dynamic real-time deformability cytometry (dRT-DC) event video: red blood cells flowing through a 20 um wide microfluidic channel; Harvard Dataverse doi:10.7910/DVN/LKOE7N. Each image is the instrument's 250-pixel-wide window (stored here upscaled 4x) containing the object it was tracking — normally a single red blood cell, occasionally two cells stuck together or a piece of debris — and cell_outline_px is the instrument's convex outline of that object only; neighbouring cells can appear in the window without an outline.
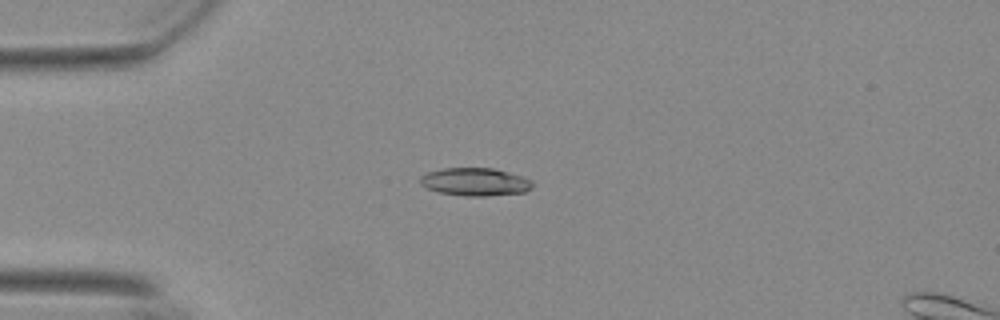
{"species": "Egyptian fruit bat (a non-hibernating species)", "species_latin": "Rousettus aegyptiacus", "temperature_condition": "warm", "stored_images_in_passage": 55, "camera_frame_rate_fps": 3000, "um_per_image_px": 0.085, "animal": {"sex": "female"}, "frame": {"image": 1, "passage_image": 14, "time_ms": 4.333, "image_size_px": [1000, 320], "cell_outline_px": [[532, 188], [524, 192], [484, 196], [464, 196], [440, 192], [428, 188], [420, 184], [420, 176], [428, 172], [444, 168], [492, 168], [520, 176], [532, 180]], "centroid_in_image_um": [40.37, 15.46], "position_along_channel_um": 44.6, "area_um2": 18.03}}
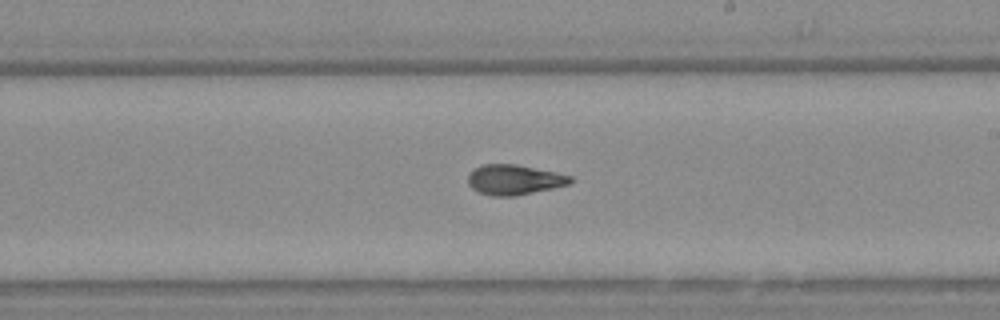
{"frame": {"image": 2, "passage_image": 32, "time_ms": 10.333, "image_size_px": [1000, 320], "cell_outline_px": [[572, 180], [568, 184], [552, 188], [516, 196], [492, 196], [480, 192], [472, 188], [468, 184], [468, 176], [480, 164], [516, 164], [556, 172], [572, 176]], "centroid_in_image_um": [43.7, 15.27], "position_along_channel_um": 245.3, "area_um2": 17.8}}
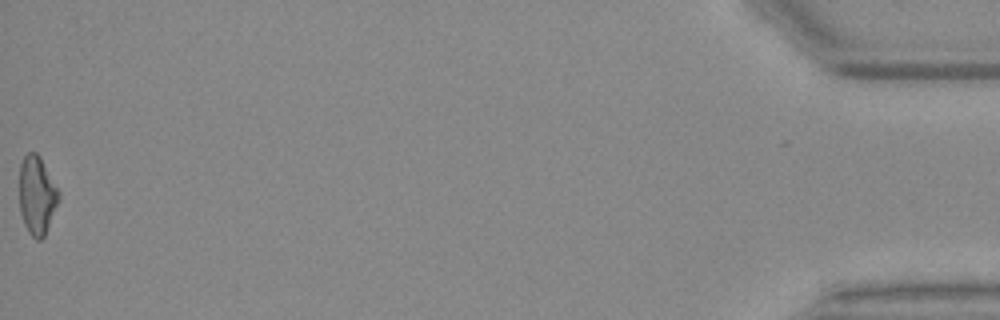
{"frame": {"image": 3, "passage_image": 55, "time_ms": 18.0, "image_size_px": [1000, 320], "cell_outline_px": [[60, 200], [44, 236], [40, 240], [36, 240], [28, 232], [24, 224], [20, 212], [20, 164], [24, 156], [28, 152], [36, 152], [40, 156], [60, 192]], "centroid_in_image_um": [3.15, 16.6], "position_along_channel_um": 432.0, "area_um2": 18.09}, "authors_computed_cell_mechanics": {"area_um2": 18.0336, "velocity_mm_per_s": 3.7187, "shape_relaxation_time_tau1_ms": 9.9306, "shape_relaxation_time_tau2_ms": 1.4949, "deformation_change_tau1": 0.2536, "deformation_change_tau2": 0.0708}}